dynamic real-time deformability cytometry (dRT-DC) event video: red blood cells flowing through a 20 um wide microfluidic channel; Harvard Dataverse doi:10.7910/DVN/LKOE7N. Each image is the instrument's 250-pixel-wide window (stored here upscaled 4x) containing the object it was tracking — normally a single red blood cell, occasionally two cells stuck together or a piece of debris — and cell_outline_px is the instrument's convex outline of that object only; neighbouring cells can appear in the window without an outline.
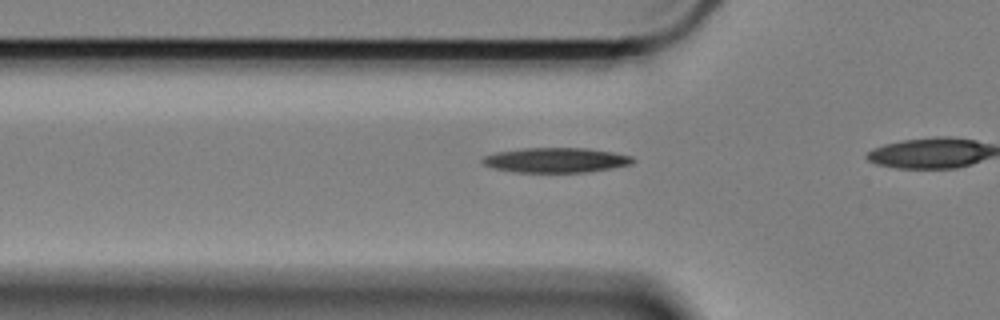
{"species": "Egyptian fruit bat (a non-hibernating species)", "species_latin": "Rousettus aegyptiacus", "temperature_condition": "cold", "stored_images_in_passage": 42, "camera_frame_rate_fps": 3000, "um_per_image_px": 0.085, "animal": {"sex": "female"}, "frame": {"image": 1, "passage_image": 15, "time_ms": 4.667, "image_size_px": [1000, 320], "cell_outline_px": [[636, 160], [632, 164], [612, 168], [588, 172], [516, 172], [492, 168], [484, 164], [480, 160], [484, 156], [496, 152], [520, 148], [588, 148], [612, 152], [632, 156]], "centroid_in_image_um": [47.25, 13.61], "position_along_channel_um": 78.5, "area_um2": 21.91}}
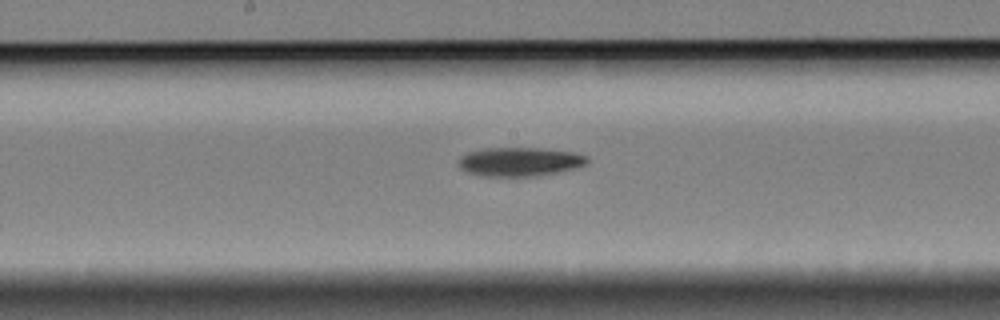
{"frame": {"image": 2, "passage_image": 26, "time_ms": 8.333, "image_size_px": [1000, 320], "cell_outline_px": [[588, 160], [584, 164], [572, 168], [556, 172], [528, 176], [484, 176], [468, 172], [460, 168], [456, 160], [460, 156], [468, 152], [484, 148], [540, 148], [572, 152], [588, 156]], "centroid_in_image_um": [44.09, 13.73], "position_along_channel_um": 204.1, "area_um2": 21.39}}
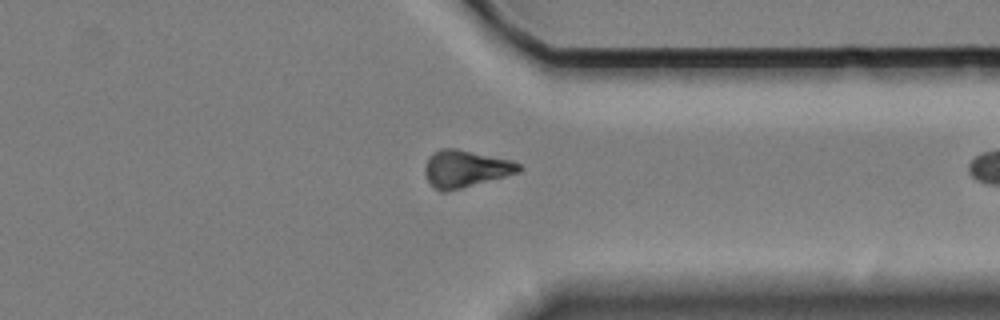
{"frame": {"image": 3, "passage_image": 41, "time_ms": 13.333, "image_size_px": [1000, 320], "cell_outline_px": [[524, 168], [520, 172], [460, 188], [444, 192], [440, 192], [428, 180], [424, 172], [424, 168], [428, 156], [432, 152], [440, 148], [456, 148], [512, 160], [520, 164]], "centroid_in_image_um": [39.56, 14.32], "position_along_channel_um": 371.8, "area_um2": 20.29}}